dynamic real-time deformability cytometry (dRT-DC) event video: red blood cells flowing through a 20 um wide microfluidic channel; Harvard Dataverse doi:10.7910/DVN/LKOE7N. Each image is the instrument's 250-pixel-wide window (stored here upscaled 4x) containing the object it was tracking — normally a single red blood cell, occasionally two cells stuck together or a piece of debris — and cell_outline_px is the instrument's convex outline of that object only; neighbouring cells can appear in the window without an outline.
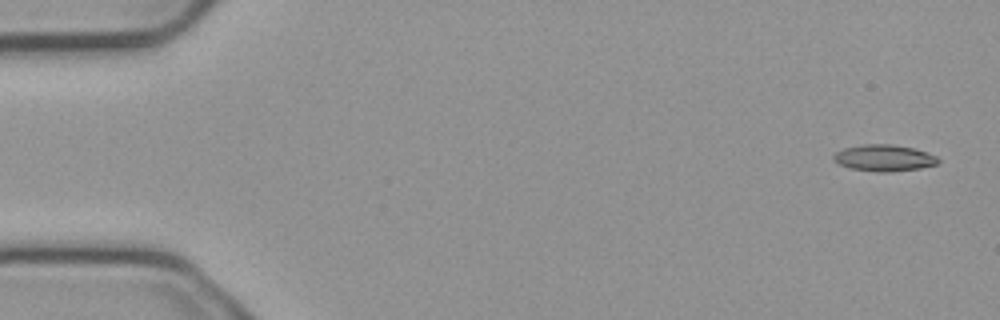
{"species": "common noctule bat (a hibernating species)", "species_latin": "Nyctalus noctula", "temperature_condition": "cold", "stored_images_in_passage": 5, "camera_frame_rate_fps": 3000, "um_per_image_px": 0.085, "animal": {"sex": "male", "body_mass_g": 23.1, "forearm_length_mm": 52.7}, "frame": {"image": 1, "passage_image": 1, "time_ms": 0.0, "image_size_px": [1000, 320], "cell_outline_px": [[940, 160], [936, 164], [920, 168], [892, 172], [880, 172], [848, 168], [832, 160], [832, 156], [836, 152], [844, 148], [864, 144], [892, 144], [912, 148], [936, 156]], "centroid_in_image_um": [75.1, 13.43], "position_along_channel_um": 9.9, "area_um2": 16.07}}